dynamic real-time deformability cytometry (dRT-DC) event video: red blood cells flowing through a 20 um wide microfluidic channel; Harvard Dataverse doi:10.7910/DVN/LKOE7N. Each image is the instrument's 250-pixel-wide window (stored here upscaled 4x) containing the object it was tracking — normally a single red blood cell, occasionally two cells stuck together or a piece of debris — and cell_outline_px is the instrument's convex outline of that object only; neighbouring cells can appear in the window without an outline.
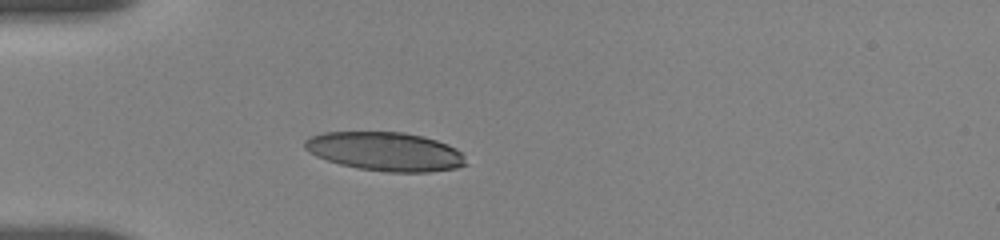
{"species": "human", "species_latin": "Homo sapiens", "temperature_condition": "room temperature", "stored_images_in_passage": 4, "camera_frame_rate_fps": 3000, "um_per_image_px": 0.085, "donor": {"sex": "female"}, "frame": {"image": 1, "passage_image": 1, "time_ms": 0.0, "image_size_px": [1000, 240], "cell_outline_px": [[468, 164], [456, 168], [428, 172], [388, 172], [360, 168], [340, 164], [316, 156], [308, 152], [304, 148], [304, 140], [308, 136], [324, 132], [404, 132], [424, 136], [448, 144], [456, 148], [464, 156]], "centroid_in_image_um": [32.74, 12.87], "position_along_channel_um": 52.3, "area_um2": 36.59}}
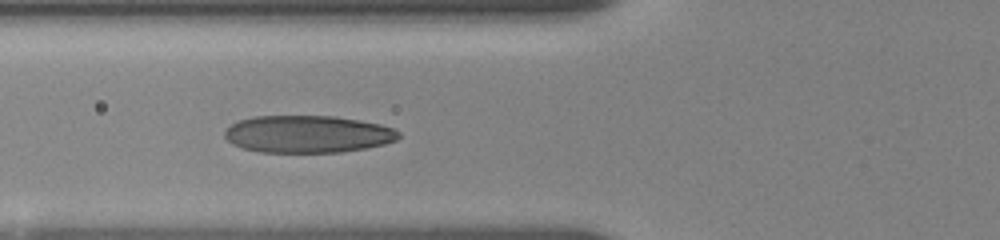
{"frame": {"image": 2, "passage_image": 3, "time_ms": 1.667, "image_size_px": [1000, 240], "cell_outline_px": [[400, 136], [396, 140], [384, 144], [364, 148], [340, 152], [260, 152], [244, 148], [232, 144], [224, 136], [224, 132], [236, 120], [252, 116], [332, 116], [360, 120], [380, 124], [392, 128], [400, 132]], "centroid_in_image_um": [26.13, 11.39], "position_along_channel_um": 99.7, "area_um2": 37.8}}